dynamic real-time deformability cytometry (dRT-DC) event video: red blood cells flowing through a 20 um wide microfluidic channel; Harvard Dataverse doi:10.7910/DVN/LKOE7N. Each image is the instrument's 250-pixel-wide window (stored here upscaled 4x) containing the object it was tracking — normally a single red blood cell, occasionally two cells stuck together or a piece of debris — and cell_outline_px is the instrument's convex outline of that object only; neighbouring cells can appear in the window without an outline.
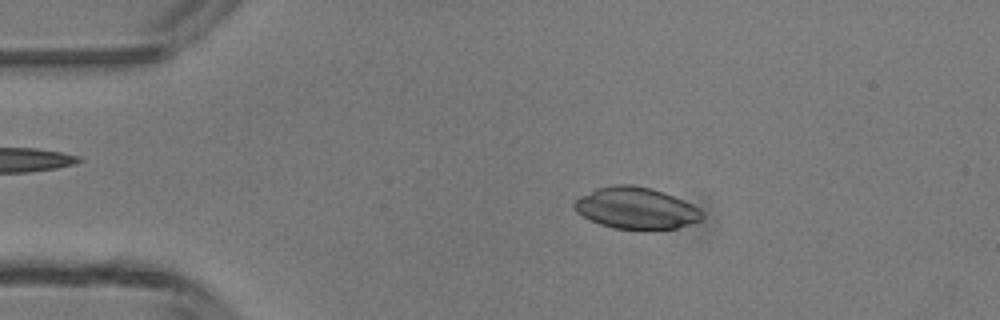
{"species": "common noctule bat (a hibernating species)", "species_latin": "Nyctalus noctula", "temperature_condition": "room temperature", "stored_images_in_passage": 46, "camera_frame_rate_fps": 3000, "um_per_image_px": 0.085, "animal": {"sex": "male", "body_mass_g": 13.3}, "frame": {"image": 1, "passage_image": 8, "time_ms": 2.333, "image_size_px": [1000, 320], "cell_outline_px": [[704, 216], [700, 220], [676, 228], [612, 228], [600, 224], [576, 212], [572, 208], [572, 204], [580, 196], [596, 188], [616, 184], [632, 184], [652, 188], [664, 192], [684, 200], [692, 204], [704, 212]], "centroid_in_image_um": [54.05, 17.66], "position_along_channel_um": 31.0, "area_um2": 30.75}}
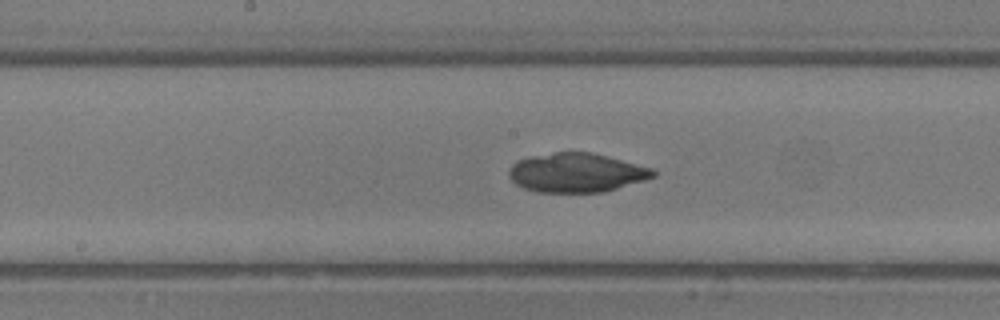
{"frame": {"image": 2, "passage_image": 23, "time_ms": 7.333, "image_size_px": [1000, 320], "cell_outline_px": [[656, 176], [644, 180], [604, 192], [536, 192], [524, 188], [516, 184], [508, 176], [508, 172], [512, 164], [516, 160], [532, 156], [556, 152], [592, 152], [652, 168], [656, 172]], "centroid_in_image_um": [48.98, 14.68], "position_along_channel_um": 199.2, "area_um2": 32.83}}
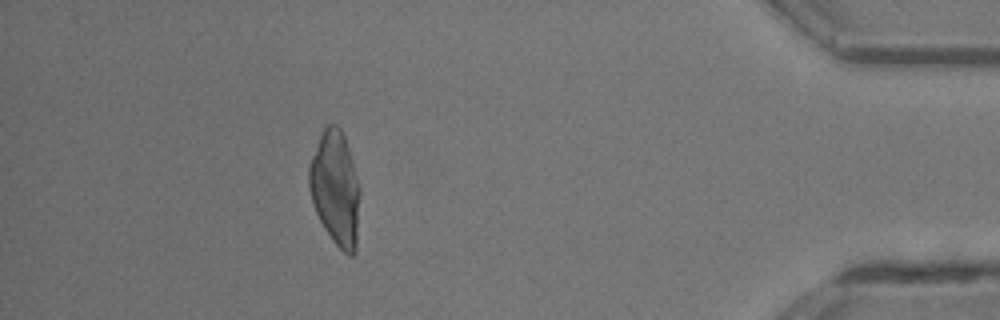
{"frame": {"image": 3, "passage_image": 41, "time_ms": 13.333, "image_size_px": [1000, 320], "cell_outline_px": [[360, 192], [356, 252], [352, 256], [348, 256], [332, 240], [324, 228], [312, 204], [308, 188], [308, 164], [320, 136], [324, 128], [328, 124], [336, 124], [340, 128], [344, 136], [348, 148], [360, 188]], "centroid_in_image_um": [28.49, 16.03], "position_along_channel_um": 406.7, "area_um2": 33.99}}